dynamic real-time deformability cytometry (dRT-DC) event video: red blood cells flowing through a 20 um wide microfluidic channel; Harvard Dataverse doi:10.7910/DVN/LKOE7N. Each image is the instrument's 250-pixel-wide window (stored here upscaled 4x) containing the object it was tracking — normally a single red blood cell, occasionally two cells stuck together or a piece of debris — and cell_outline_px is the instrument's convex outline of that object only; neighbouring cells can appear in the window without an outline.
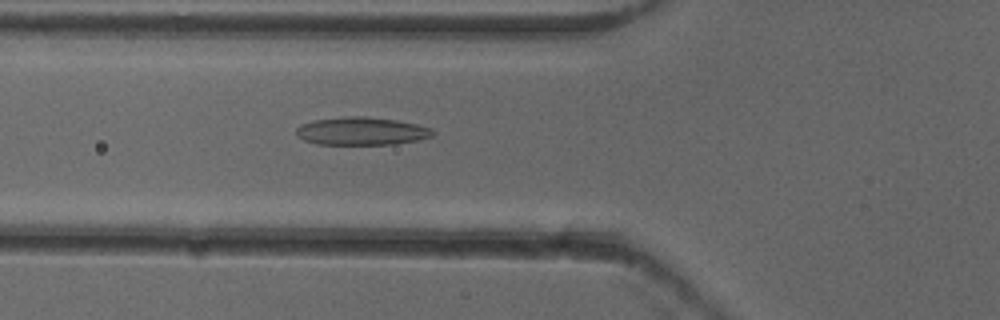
{"species": "common noctule bat (a hibernating species)", "species_latin": "Nyctalus noctula", "temperature_condition": "cold", "stored_images_in_passage": 52, "camera_frame_rate_fps": 3000, "um_per_image_px": 0.085, "animal": {"sex": "female"}, "frame": {"image": 1, "passage_image": 19, "time_ms": 6.0, "image_size_px": [1000, 320], "cell_outline_px": [[436, 132], [432, 136], [416, 140], [392, 144], [316, 144], [304, 140], [296, 136], [296, 128], [300, 124], [312, 120], [352, 116], [364, 116], [396, 120], [416, 124], [432, 128]], "centroid_in_image_um": [30.7, 11.14], "position_along_channel_um": 95.1, "area_um2": 22.2}}
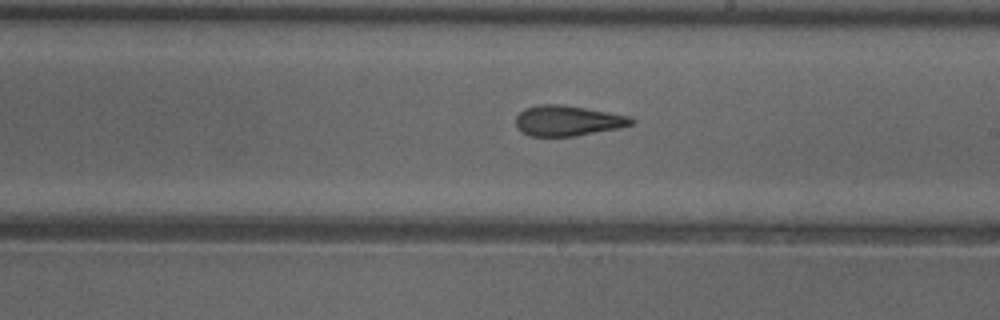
{"frame": {"image": 2, "passage_image": 30, "time_ms": 9.667, "image_size_px": [1000, 320], "cell_outline_px": [[636, 124], [576, 136], [528, 136], [520, 132], [516, 128], [516, 116], [524, 108], [540, 104], [560, 104], [632, 116], [636, 120]], "centroid_in_image_um": [48.24, 10.26], "position_along_channel_um": 240.8, "area_um2": 20.63}}
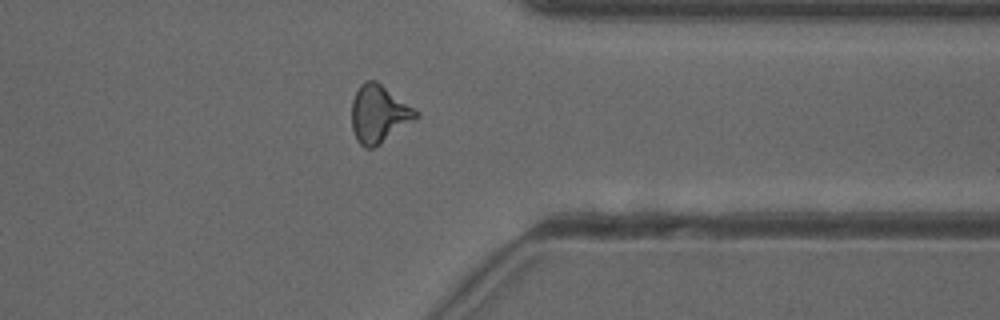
{"frame": {"image": 3, "passage_image": 41, "time_ms": 13.333, "image_size_px": [1000, 320], "cell_outline_px": [[420, 116], [380, 144], [372, 148], [364, 148], [356, 140], [352, 128], [352, 100], [360, 84], [364, 80], [376, 80], [420, 112]], "centroid_in_image_um": [32.2, 9.68], "position_along_channel_um": 379.2, "area_um2": 21.62}, "authors_computed_cell_mechanics": {"area_um2": 20.8947, "velocity_mm_per_s": 3.9479, "shape_relaxation_time_tau1_ms": 5.74, "shape_relaxation_time_tau2_ms": 2.1869, "deformation_change_tau1": 0.1608, "deformation_change_tau2": 0.1091}}